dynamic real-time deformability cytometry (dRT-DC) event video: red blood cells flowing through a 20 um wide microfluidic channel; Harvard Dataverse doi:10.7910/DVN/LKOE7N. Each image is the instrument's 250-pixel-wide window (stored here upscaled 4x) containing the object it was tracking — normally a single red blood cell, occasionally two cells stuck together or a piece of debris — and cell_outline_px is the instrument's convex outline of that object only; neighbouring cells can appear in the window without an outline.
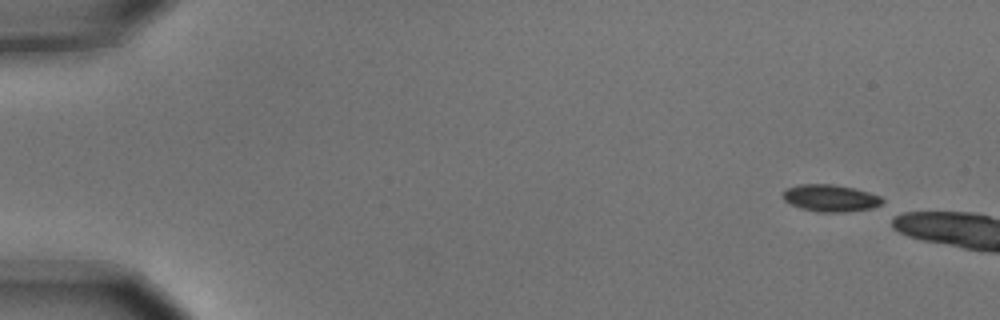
{"species": "common noctule bat (a hibernating species)", "species_latin": "Nyctalus noctula", "temperature_condition": "cold", "stored_images_in_passage": 3, "camera_frame_rate_fps": 3000, "um_per_image_px": 0.085, "animal": {"sex": "male", "body_mass_g": 15.6}, "frame": {"image": 1, "passage_image": 1, "time_ms": 0.0, "image_size_px": [1000, 320], "cell_outline_px": [[884, 208], [844, 212], [816, 212], [800, 208], [784, 200], [784, 188], [800, 184], [832, 184], [856, 188], [880, 196], [884, 200]], "centroid_in_image_um": [70.69, 16.85], "position_along_channel_um": 14.3, "area_um2": 16.13}}